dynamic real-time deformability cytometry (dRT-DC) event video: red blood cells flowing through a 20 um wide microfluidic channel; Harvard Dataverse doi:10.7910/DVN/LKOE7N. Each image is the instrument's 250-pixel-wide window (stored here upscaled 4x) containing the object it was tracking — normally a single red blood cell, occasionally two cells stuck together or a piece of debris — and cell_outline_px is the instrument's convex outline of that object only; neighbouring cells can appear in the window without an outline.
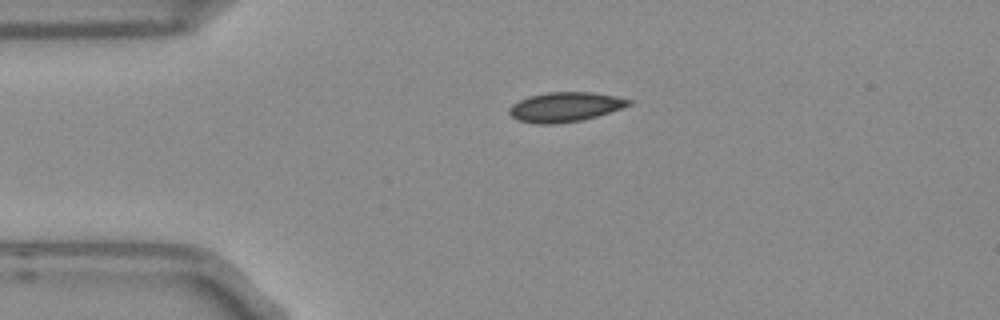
{"species": "Egyptian fruit bat (a non-hibernating species)", "species_latin": "Rousettus aegyptiacus", "temperature_condition": "room temperature", "stored_images_in_passage": 43, "camera_frame_rate_fps": 3000, "um_per_image_px": 0.085, "frame": {"image": 1, "passage_image": 1, "time_ms": 0.0, "image_size_px": [1000, 320], "cell_outline_px": [[632, 104], [596, 116], [580, 120], [556, 124], [536, 124], [516, 120], [508, 112], [508, 108], [512, 104], [528, 96], [548, 92], [592, 92], [632, 100]], "centroid_in_image_um": [47.96, 9.09], "position_along_channel_um": 37.0, "area_um2": 20.46}}
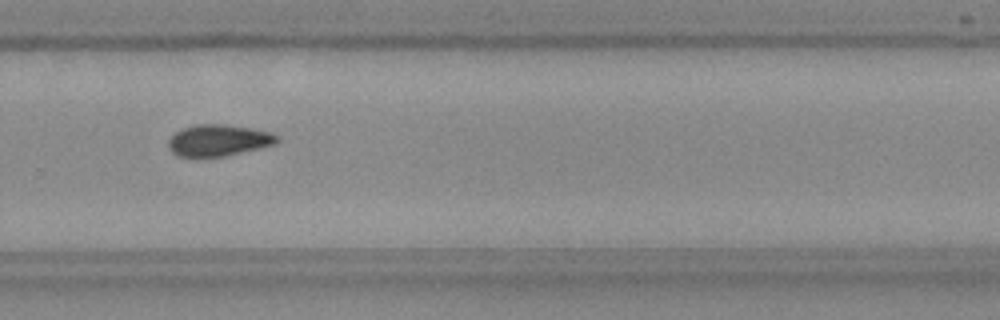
{"frame": {"image": 2, "passage_image": 25, "time_ms": 8.0, "image_size_px": [1000, 320], "cell_outline_px": [[280, 140], [276, 144], [260, 148], [224, 156], [176, 156], [168, 148], [168, 140], [180, 128], [196, 124], [224, 124], [252, 128], [272, 132], [280, 136]], "centroid_in_image_um": [18.6, 11.91], "position_along_channel_um": 311.2, "area_um2": 20.11}}
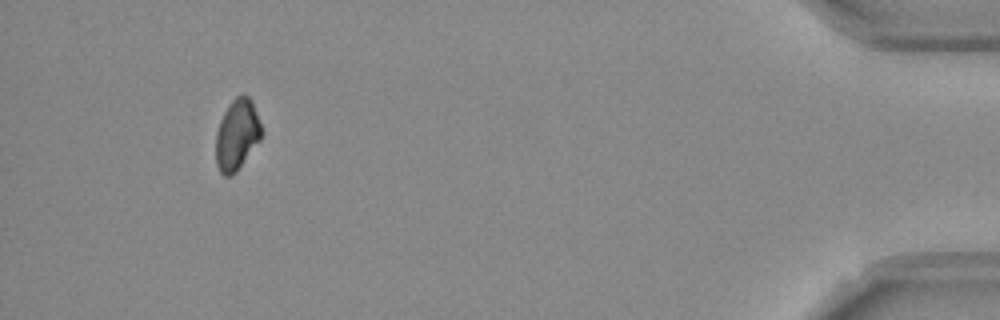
{"frame": {"image": 3, "passage_image": 39, "time_ms": 12.667, "image_size_px": [1000, 320], "cell_outline_px": [[264, 132], [260, 140], [236, 172], [232, 176], [224, 176], [220, 172], [216, 164], [216, 132], [220, 120], [228, 104], [236, 96], [244, 92], [252, 100]], "centroid_in_image_um": [20.15, 11.43], "position_along_channel_um": 415.0, "area_um2": 19.13}, "authors_computed_cell_mechanics": {"area_um2": 19.941, "velocity_mm_per_s": 3.7778, "shape_relaxation_time_tau1_ms": 7.302, "shape_relaxation_time_tau2_ms": null, "deformation_change_tau1": 0.1109, "deformation_change_tau2": null}}